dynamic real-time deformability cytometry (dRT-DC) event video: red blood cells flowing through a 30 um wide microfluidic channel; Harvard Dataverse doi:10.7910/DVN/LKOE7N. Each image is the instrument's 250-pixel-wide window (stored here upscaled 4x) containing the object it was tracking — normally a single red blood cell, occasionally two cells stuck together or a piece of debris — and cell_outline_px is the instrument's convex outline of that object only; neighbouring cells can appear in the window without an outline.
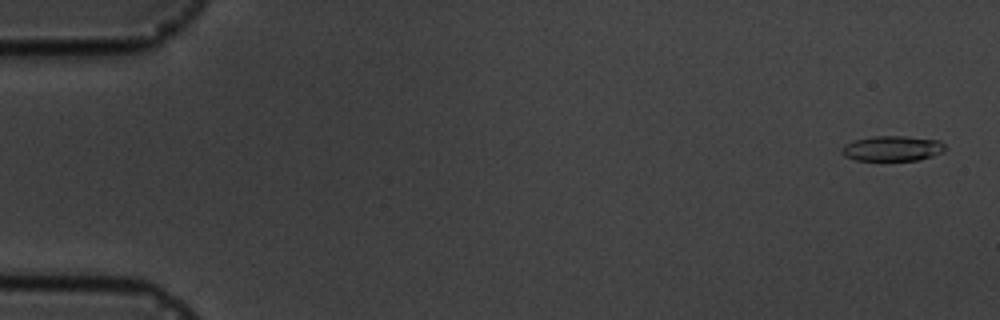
{"species": "common noctule bat (a hibernating species)", "species_latin": "Nyctalus noctula", "temperature_condition": "cold", "stored_images_in_passage": 15, "camera_frame_rate_fps": 3000, "um_per_image_px": 0.085, "animal": {"sex": "male", "body_mass_g": 19.5, "forearm_length_mm": 54.6}, "frame": {"image": 1, "passage_image": 1, "time_ms": 0.0, "image_size_px": [1000, 320], "cell_outline_px": [[948, 148], [944, 152], [932, 156], [916, 160], [856, 160], [844, 156], [840, 152], [840, 148], [844, 144], [856, 140], [872, 136], [904, 136], [940, 140]], "centroid_in_image_um": [75.86, 12.61], "position_along_channel_um": 9.1, "area_um2": 15.32}}
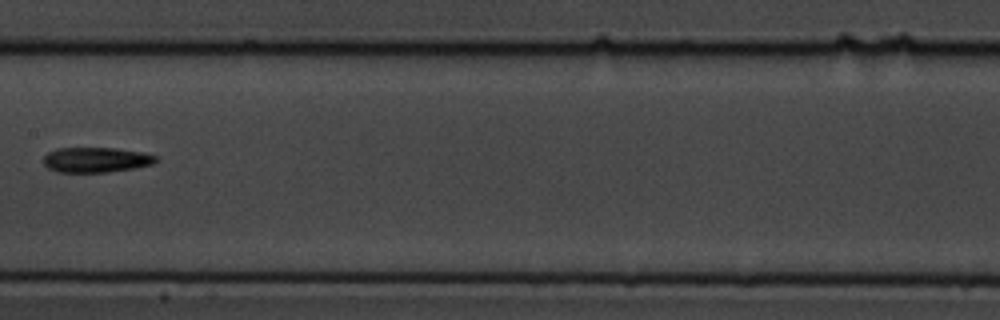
{"frame": {"image": 2, "passage_image": 9, "time_ms": 9.0, "image_size_px": [1000, 320], "cell_outline_px": [[156, 160], [152, 164], [136, 168], [108, 172], [56, 172], [48, 168], [44, 164], [44, 156], [48, 152], [56, 148], [116, 148], [144, 152], [156, 156]], "centroid_in_image_um": [8.15, 13.58], "position_along_channel_um": 199.2, "area_um2": 16.53}}
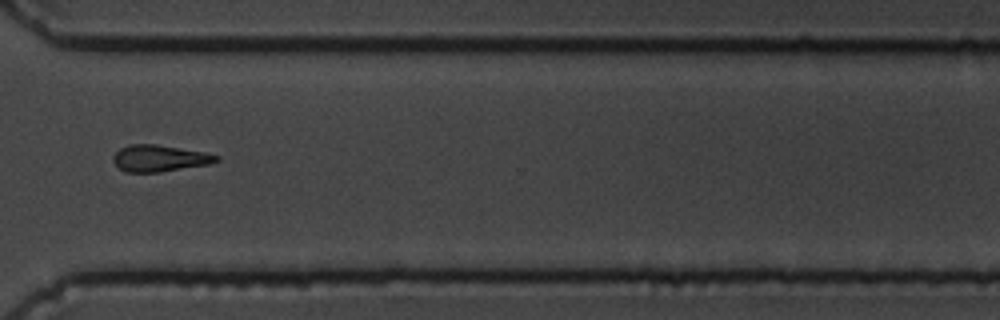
{"frame": {"image": 3, "passage_image": 13, "time_ms": 13.333, "image_size_px": [1000, 320], "cell_outline_px": [[220, 160], [208, 164], [160, 172], [124, 172], [112, 160], [112, 156], [120, 148], [128, 144], [156, 144], [204, 152], [220, 156]], "centroid_in_image_um": [13.54, 13.45], "position_along_channel_um": 357.1, "area_um2": 15.95}, "authors_computed_cell_mechanics": {"area_um2": 15.9528, "velocity_mm_per_s": 3.6548, "shape_relaxation_time_tau1_ms": 4.8693, "shape_relaxation_time_tau2_ms": null, "deformation_change_tau1": 0.1695, "deformation_change_tau2": null}}